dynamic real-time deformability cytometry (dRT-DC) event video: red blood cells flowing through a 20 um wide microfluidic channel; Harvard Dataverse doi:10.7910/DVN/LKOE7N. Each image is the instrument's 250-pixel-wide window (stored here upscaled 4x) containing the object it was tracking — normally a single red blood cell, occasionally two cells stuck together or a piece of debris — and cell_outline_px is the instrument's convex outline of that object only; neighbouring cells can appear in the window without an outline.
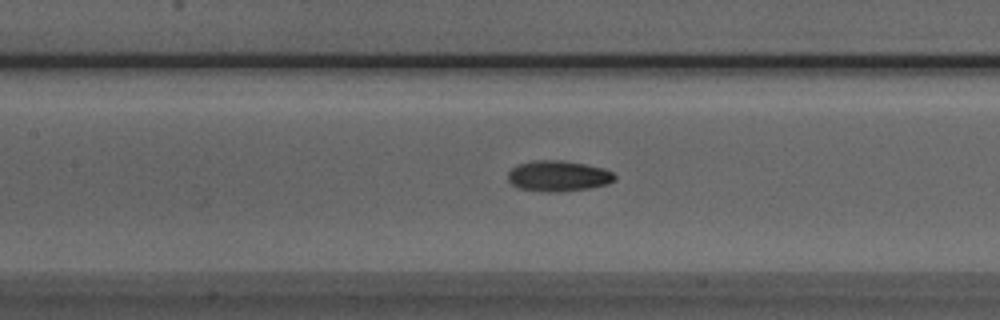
{"species": "Egyptian fruit bat (a non-hibernating species)", "species_latin": "Rousettus aegyptiacus", "temperature_condition": "room temperature", "stored_images_in_passage": 40, "camera_frame_rate_fps": 3000, "um_per_image_px": 0.085, "animal": {"sex": "male"}, "frame": {"image": 1, "passage_image": 23, "time_ms": 7.333, "image_size_px": [1000, 320], "cell_outline_px": [[616, 180], [608, 184], [588, 188], [556, 192], [548, 192], [520, 188], [512, 184], [508, 180], [508, 172], [512, 168], [520, 164], [532, 160], [560, 160], [584, 164], [604, 168], [612, 172], [616, 176]], "centroid_in_image_um": [47.47, 14.95], "position_along_channel_um": 159.9, "area_um2": 19.02}}
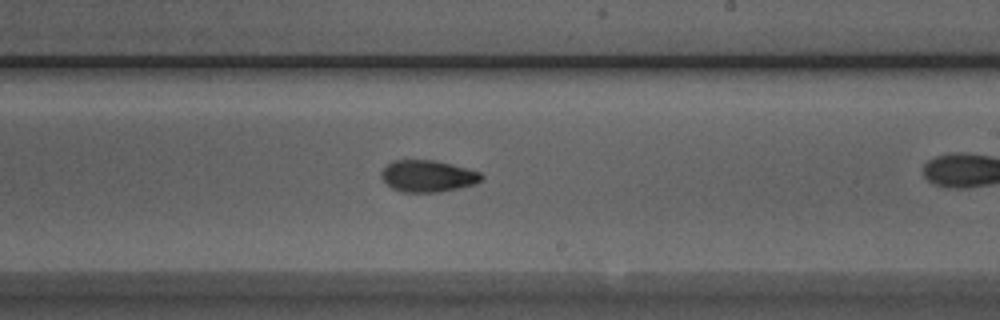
{"frame": {"image": 2, "passage_image": 30, "time_ms": 9.667, "image_size_px": [1000, 320], "cell_outline_px": [[484, 176], [476, 184], [436, 192], [404, 192], [392, 188], [380, 176], [380, 172], [392, 160], [436, 160], [452, 164], [480, 172]], "centroid_in_image_um": [36.35, 14.95], "position_along_channel_um": 252.6, "area_um2": 18.38}}
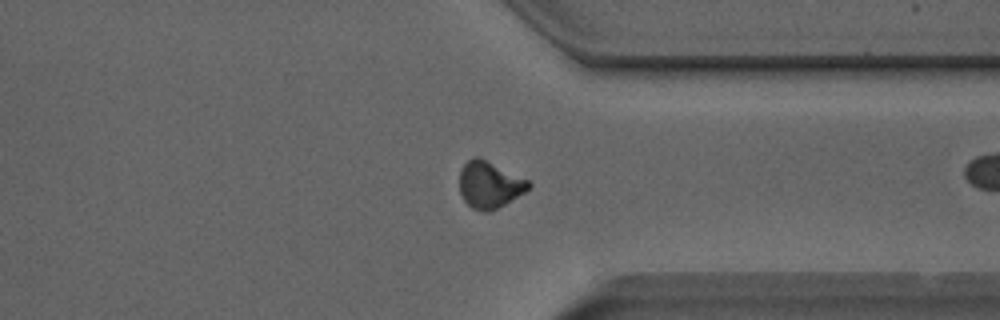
{"frame": {"image": 3, "passage_image": 39, "time_ms": 12.667, "image_size_px": [1000, 320], "cell_outline_px": [[532, 184], [524, 192], [504, 204], [488, 212], [484, 212], [472, 208], [464, 200], [460, 192], [460, 168], [468, 160], [476, 156], [528, 180]], "centroid_in_image_um": [41.57, 15.71], "position_along_channel_um": 369.8, "area_um2": 18.32}}